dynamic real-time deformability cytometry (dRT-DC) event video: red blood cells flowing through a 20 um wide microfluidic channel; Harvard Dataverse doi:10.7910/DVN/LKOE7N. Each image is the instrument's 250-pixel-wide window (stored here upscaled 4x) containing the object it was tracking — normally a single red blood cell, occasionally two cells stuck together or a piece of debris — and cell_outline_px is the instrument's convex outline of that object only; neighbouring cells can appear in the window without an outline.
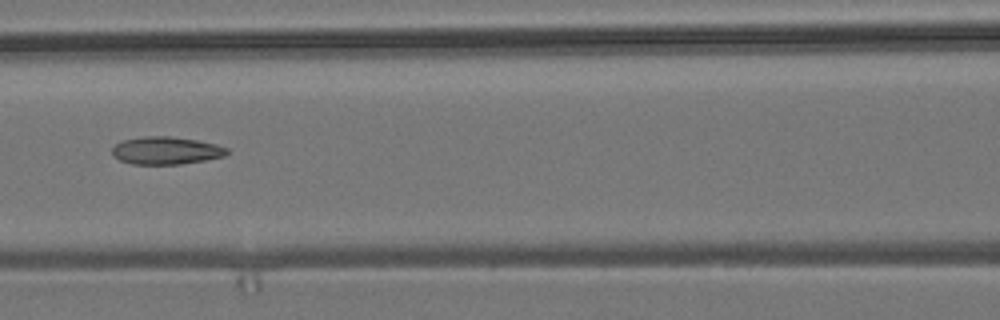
{"species": "common noctule bat (a hibernating species)", "species_latin": "Nyctalus noctula", "temperature_condition": "room temperature", "stored_images_in_passage": 10, "camera_frame_rate_fps": 3000, "um_per_image_px": 0.085, "animal": {"sex": "male", "body_mass_g": 19.2, "forearm_length_mm": 51.8}, "frame": {"image": 1, "passage_image": 7, "time_ms": 2.0, "image_size_px": [1000, 320], "cell_outline_px": [[228, 152], [224, 156], [204, 160], [180, 164], [132, 164], [120, 160], [112, 156], [112, 148], [116, 144], [124, 140], [144, 136], [168, 136], [196, 140], [216, 144], [228, 148]], "centroid_in_image_um": [14.1, 12.8], "position_along_channel_um": 152.5, "area_um2": 18.38}}
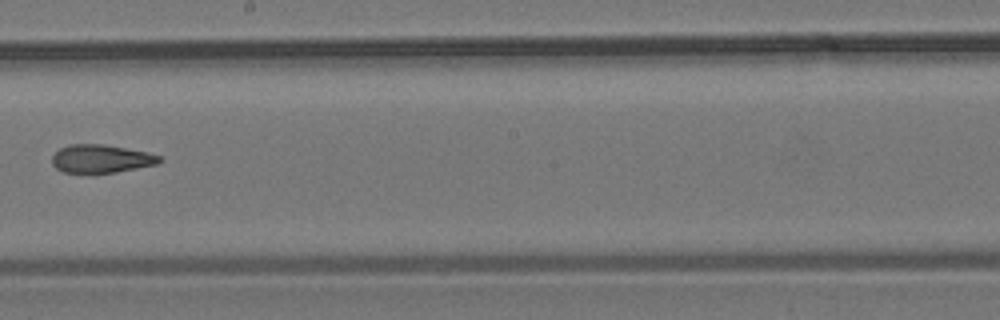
{"frame": {"image": 2, "passage_image": 9, "time_ms": 2.667, "image_size_px": [1000, 320], "cell_outline_px": [[164, 160], [156, 164], [116, 172], [92, 176], [64, 172], [56, 168], [52, 164], [52, 156], [60, 148], [72, 144], [104, 144], [148, 152], [160, 156]], "centroid_in_image_um": [8.57, 13.53], "position_along_channel_um": 239.6, "area_um2": 18.21}}
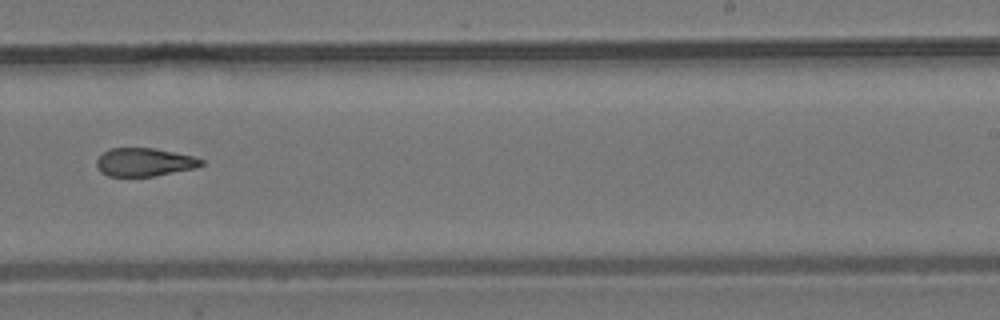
{"frame": {"image": 3, "passage_image": 10, "time_ms": 3.0, "image_size_px": [1000, 320], "cell_outline_px": [[204, 164], [196, 168], [156, 176], [108, 176], [100, 172], [96, 164], [96, 160], [104, 152], [112, 148], [156, 148], [192, 156], [204, 160]], "centroid_in_image_um": [12.29, 13.79], "position_along_channel_um": 276.7, "area_um2": 17.28}}